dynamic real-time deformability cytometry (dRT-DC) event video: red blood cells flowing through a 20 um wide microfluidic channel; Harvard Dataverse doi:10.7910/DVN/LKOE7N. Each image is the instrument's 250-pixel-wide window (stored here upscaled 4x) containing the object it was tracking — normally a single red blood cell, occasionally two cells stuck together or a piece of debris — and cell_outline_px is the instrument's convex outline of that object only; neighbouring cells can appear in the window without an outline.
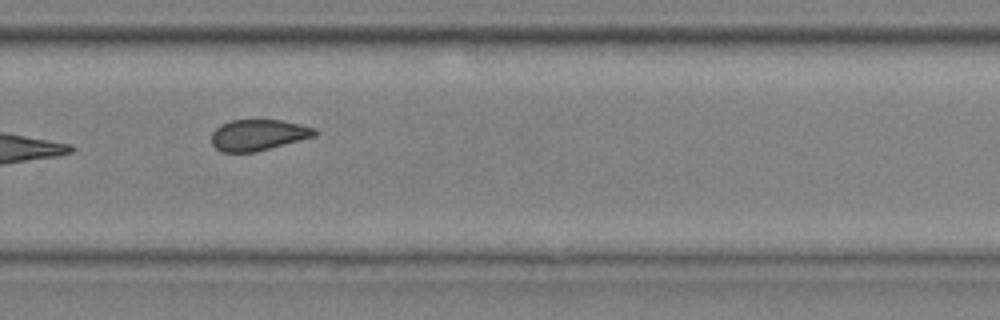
{"species": "common noctule bat (a hibernating species)", "species_latin": "Nyctalus noctula", "temperature_condition": "cold", "stored_images_in_passage": 13, "camera_frame_rate_fps": 3000, "um_per_image_px": 0.085, "animal": {"sex": "male", "body_mass_g": 20.4}, "frame": {"image": 1, "passage_image": 10, "time_ms": 3.0, "image_size_px": [1000, 320], "cell_outline_px": [[316, 136], [256, 152], [220, 152], [212, 144], [212, 132], [220, 124], [232, 120], [280, 120], [300, 124], [316, 128]], "centroid_in_image_um": [21.94, 11.47], "position_along_channel_um": 307.9, "area_um2": 18.73}}
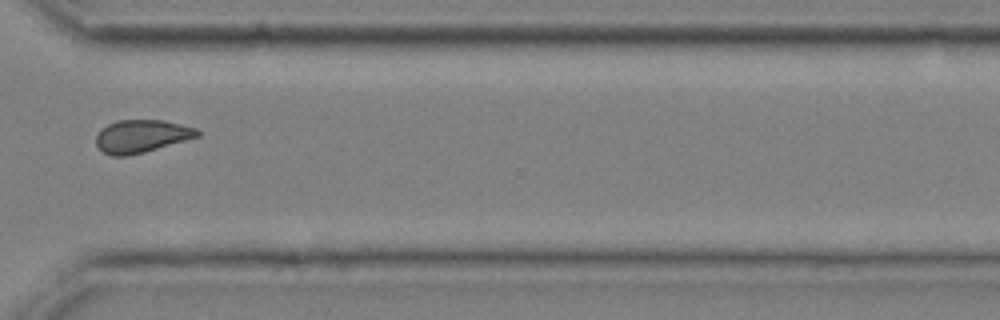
{"frame": {"image": 2, "passage_image": 11, "time_ms": 3.333, "image_size_px": [1000, 320], "cell_outline_px": [[200, 136], [144, 152], [128, 156], [112, 156], [104, 152], [96, 144], [96, 136], [100, 128], [108, 124], [120, 120], [164, 120], [196, 128], [200, 132]], "centroid_in_image_um": [12.02, 11.57], "position_along_channel_um": 358.6, "area_um2": 19.31}}